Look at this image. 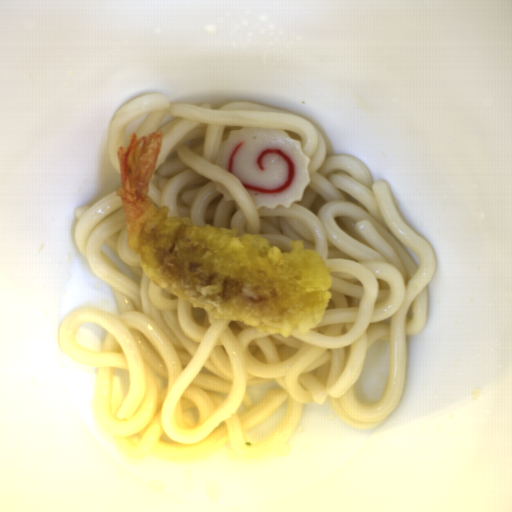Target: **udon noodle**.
<instances>
[{
    "mask_svg": "<svg viewBox=\"0 0 512 512\" xmlns=\"http://www.w3.org/2000/svg\"><path fill=\"white\" fill-rule=\"evenodd\" d=\"M284 129L309 157L310 183L290 208L256 209L237 178L214 165L231 130ZM162 131L148 196L169 219L259 234L291 253L293 241L331 268L329 302L312 330L284 337L232 319H214L149 278L130 250L123 200L113 190L76 208L77 251L110 286L119 314L74 309L59 324L66 357L98 367L97 423L127 458L189 462L229 444L238 459L284 458L307 404L326 403L350 428L374 430L395 412L407 371V337L427 327L428 287L438 264L426 239L400 217L390 183L374 182L348 154L328 157L320 127L299 114L233 101L220 108L171 102L151 92L127 101L108 128L119 146ZM235 201H226L214 182ZM104 328L101 352L76 345L77 327ZM390 346L385 391L357 402L354 385L374 342ZM277 430L259 443L245 435L281 404Z\"/></svg>",
    "mask_w": 512,
    "mask_h": 512,
    "instance_id": "1",
    "label": "udon noodle"
}]
</instances>
